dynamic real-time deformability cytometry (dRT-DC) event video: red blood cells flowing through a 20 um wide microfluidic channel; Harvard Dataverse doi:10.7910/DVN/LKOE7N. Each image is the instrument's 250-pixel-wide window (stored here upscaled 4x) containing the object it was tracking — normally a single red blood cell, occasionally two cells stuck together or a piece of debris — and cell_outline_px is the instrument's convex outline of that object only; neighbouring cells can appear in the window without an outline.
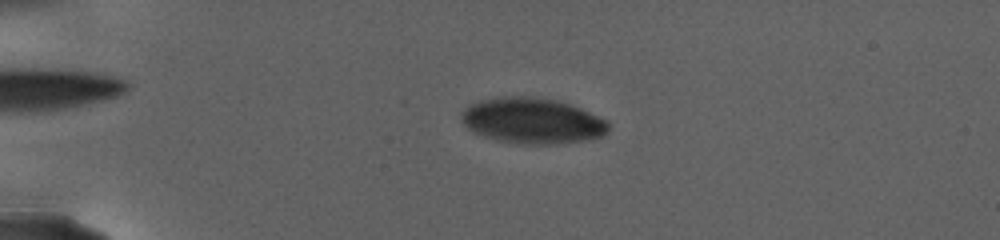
{"species": "human", "species_latin": "Homo sapiens", "temperature_condition": "warm", "stored_images_in_passage": 26, "camera_frame_rate_fps": 3000, "um_per_image_px": 0.085, "donor": {"sex": "female"}, "frame": {"image": 1, "passage_image": 7, "time_ms": 1.0, "image_size_px": [1000, 240], "cell_outline_px": [[608, 132], [604, 136], [592, 140], [560, 144], [520, 144], [496, 140], [472, 132], [460, 120], [468, 104], [484, 100], [504, 96], [524, 96], [556, 100], [580, 108], [604, 120], [608, 124]], "centroid_in_image_um": [45.25, 10.29], "position_along_channel_um": 39.7, "area_um2": 39.13}}